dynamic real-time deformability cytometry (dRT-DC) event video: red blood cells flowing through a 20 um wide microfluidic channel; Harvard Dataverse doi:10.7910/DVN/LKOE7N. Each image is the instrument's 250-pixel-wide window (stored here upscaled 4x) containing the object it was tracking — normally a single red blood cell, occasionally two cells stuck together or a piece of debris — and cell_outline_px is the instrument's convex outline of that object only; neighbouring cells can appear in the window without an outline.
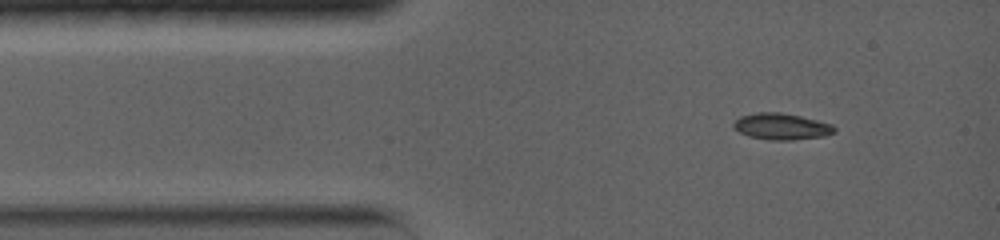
{"species": "common noctule bat (a hibernating species)", "species_latin": "Nyctalus noctula", "temperature_condition": "warm", "stored_images_in_passage": 6, "camera_frame_rate_fps": 5000, "um_per_image_px": 0.085, "animal": {"sex": "female", "body_mass_g": 19.0, "forearm_length_mm": 56.7}, "frame": {"image": 1, "passage_image": 1, "time_ms": 0.0, "image_size_px": [1000, 240], "cell_outline_px": [[836, 132], [824, 136], [792, 140], [768, 140], [748, 136], [732, 128], [732, 124], [740, 116], [756, 112], [780, 112], [800, 116], [832, 124], [836, 128]], "centroid_in_image_um": [66.41, 10.75], "position_along_channel_um": 18.6, "area_um2": 15.61}}